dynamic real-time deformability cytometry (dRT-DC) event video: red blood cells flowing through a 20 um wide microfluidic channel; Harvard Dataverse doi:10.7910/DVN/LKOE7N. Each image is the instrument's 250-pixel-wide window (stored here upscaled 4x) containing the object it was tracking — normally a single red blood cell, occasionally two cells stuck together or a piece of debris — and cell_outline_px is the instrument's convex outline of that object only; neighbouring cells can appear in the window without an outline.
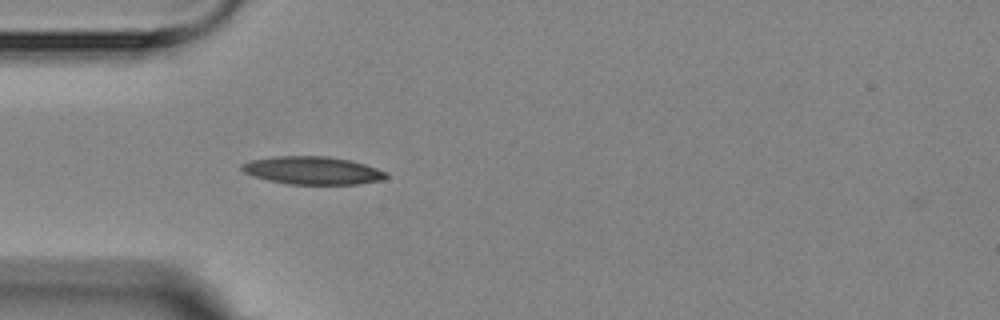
{"species": "Egyptian fruit bat (a non-hibernating species)", "species_latin": "Rousettus aegyptiacus", "temperature_condition": "room temperature", "stored_images_in_passage": 1, "camera_frame_rate_fps": 3000, "um_per_image_px": 0.085, "animal": {"sex": "female"}, "frame": {"image": 1, "passage_image": 1, "time_ms": 0.0, "image_size_px": [1000, 320], "cell_outline_px": [[388, 176], [384, 180], [356, 184], [288, 184], [268, 180], [252, 176], [244, 172], [240, 168], [240, 164], [252, 160], [272, 156], [328, 156], [348, 160], [364, 164], [388, 172]], "centroid_in_image_um": [26.55, 14.49], "position_along_channel_um": 58.4, "area_um2": 23.52}}